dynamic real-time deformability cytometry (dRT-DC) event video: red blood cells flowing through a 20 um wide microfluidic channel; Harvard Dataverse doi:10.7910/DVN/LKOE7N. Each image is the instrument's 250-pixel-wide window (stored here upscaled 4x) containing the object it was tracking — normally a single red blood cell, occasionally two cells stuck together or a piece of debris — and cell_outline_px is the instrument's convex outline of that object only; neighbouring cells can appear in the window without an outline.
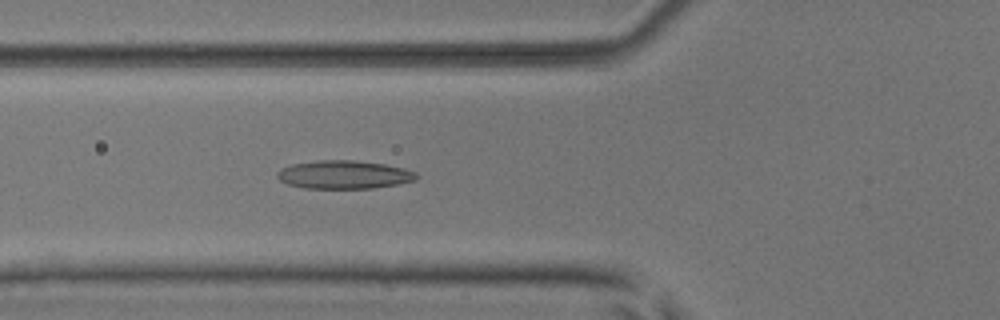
{"species": "common noctule bat (a hibernating species)", "species_latin": "Nyctalus noctula", "temperature_condition": "room temperature", "stored_images_in_passage": 5, "camera_frame_rate_fps": 3000, "um_per_image_px": 0.085, "animal": {"sex": "male", "body_mass_g": 17.9, "forearm_length_mm": 54.2}, "frame": {"image": 1, "passage_image": 5, "time_ms": 1.333, "image_size_px": [1000, 320], "cell_outline_px": [[416, 180], [396, 184], [372, 188], [304, 188], [288, 184], [280, 180], [276, 176], [276, 172], [280, 168], [292, 164], [320, 160], [352, 160], [384, 164], [404, 168], [416, 172]], "centroid_in_image_um": [29.2, 14.84], "position_along_channel_um": 96.6, "area_um2": 22.83}}